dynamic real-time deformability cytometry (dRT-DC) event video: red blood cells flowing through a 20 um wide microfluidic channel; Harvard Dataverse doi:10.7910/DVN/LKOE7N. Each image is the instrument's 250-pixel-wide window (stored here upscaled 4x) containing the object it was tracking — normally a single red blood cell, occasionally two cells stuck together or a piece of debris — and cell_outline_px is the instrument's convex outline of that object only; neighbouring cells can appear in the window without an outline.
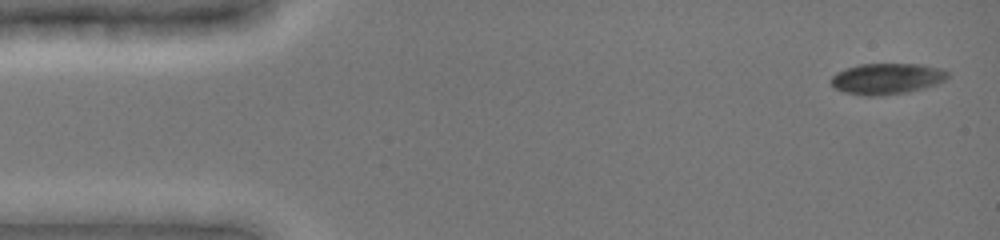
{"species": "common noctule bat (a hibernating species)", "species_latin": "Nyctalus noctula", "temperature_condition": "cold", "stored_images_in_passage": 9, "camera_frame_rate_fps": 3000, "um_per_image_px": 0.085, "animal": {"sex": "female", "body_mass_g": 19.0, "forearm_length_mm": 51.5}, "frame": {"image": 1, "passage_image": 1, "time_ms": 0.0, "image_size_px": [1000, 240], "cell_outline_px": [[948, 76], [944, 80], [936, 84], [924, 88], [908, 92], [880, 96], [868, 96], [844, 92], [832, 88], [832, 76], [836, 72], [844, 68], [860, 64], [924, 64], [940, 68], [948, 72]], "centroid_in_image_um": [75.36, 6.69], "position_along_channel_um": 9.6, "area_um2": 21.21}}
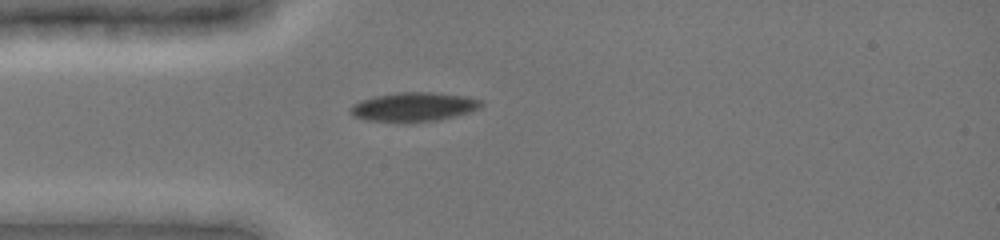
{"frame": {"image": 2, "passage_image": 7, "time_ms": 3.667, "image_size_px": [1000, 240], "cell_outline_px": [[484, 104], [480, 108], [456, 116], [436, 120], [364, 120], [352, 116], [348, 112], [348, 108], [352, 104], [360, 100], [376, 96], [396, 92], [432, 92], [468, 96], [484, 100]], "centroid_in_image_um": [35.18, 9.05], "position_along_channel_um": 49.8, "area_um2": 21.91}}
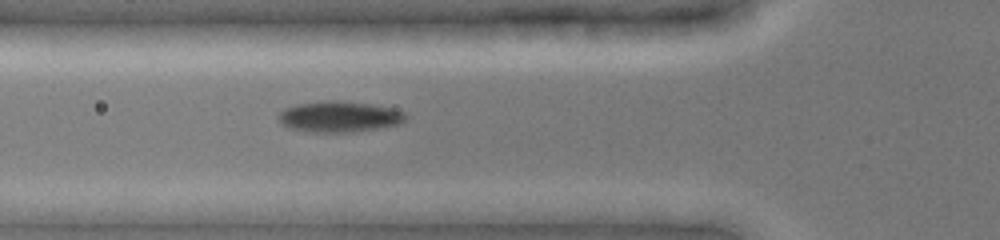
{"frame": {"image": 3, "passage_image": 9, "time_ms": 5.0, "image_size_px": [1000, 240], "cell_outline_px": [[408, 116], [400, 124], [380, 128], [352, 132], [308, 132], [288, 128], [280, 124], [276, 116], [284, 108], [296, 104], [328, 100], [340, 100], [372, 104], [392, 108], [404, 112]], "centroid_in_image_um": [28.8, 9.92], "position_along_channel_um": 97.0, "area_um2": 23.29}}